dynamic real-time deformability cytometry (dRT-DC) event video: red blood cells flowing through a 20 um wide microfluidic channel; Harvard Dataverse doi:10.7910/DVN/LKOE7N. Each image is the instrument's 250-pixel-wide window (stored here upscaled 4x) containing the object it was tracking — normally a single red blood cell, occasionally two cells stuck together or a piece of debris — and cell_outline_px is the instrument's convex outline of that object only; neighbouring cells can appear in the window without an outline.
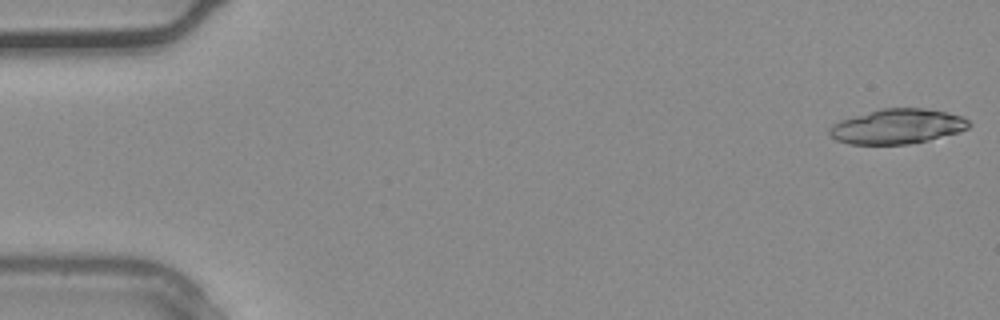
{"species": "common noctule bat (a hibernating species)", "species_latin": "Nyctalus noctula", "temperature_condition": "warm", "stored_images_in_passage": 6, "camera_frame_rate_fps": 3000, "um_per_image_px": 0.085, "animal": {"sex": "male", "body_mass_g": 20.4}, "frame": {"image": 1, "passage_image": 1, "time_ms": 0.0, "image_size_px": [1000, 320], "cell_outline_px": [[972, 124], [968, 128], [960, 132], [928, 140], [908, 144], [848, 144], [836, 140], [828, 132], [828, 128], [832, 124], [840, 120], [880, 108], [924, 108], [948, 112], [964, 116]], "centroid_in_image_um": [76.29, 10.74], "position_along_channel_um": 8.7, "area_um2": 28.55}}